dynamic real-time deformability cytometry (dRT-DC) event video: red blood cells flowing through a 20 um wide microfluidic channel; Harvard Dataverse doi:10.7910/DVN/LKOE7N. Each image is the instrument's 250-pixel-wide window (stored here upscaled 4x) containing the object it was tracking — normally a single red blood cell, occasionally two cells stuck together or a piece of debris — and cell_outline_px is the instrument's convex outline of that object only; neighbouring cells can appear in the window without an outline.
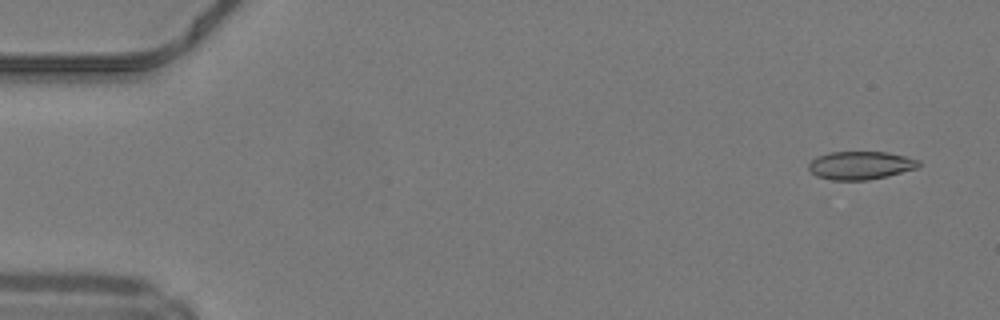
{"species": "common noctule bat (a hibernating species)", "species_latin": "Nyctalus noctula", "temperature_condition": "warm", "stored_images_in_passage": 49, "camera_frame_rate_fps": 3000, "um_per_image_px": 0.085, "animal": {"sex": "male", "body_mass_g": 19.2, "forearm_length_mm": 51.8}, "frame": {"image": 1, "passage_image": 3, "time_ms": 0.667, "image_size_px": [1000, 320], "cell_outline_px": [[920, 164], [916, 168], [888, 176], [868, 180], [832, 180], [816, 176], [808, 168], [808, 164], [816, 156], [828, 152], [888, 152], [920, 160]], "centroid_in_image_um": [73.12, 14.05], "position_along_channel_um": 11.9, "area_um2": 18.09}}
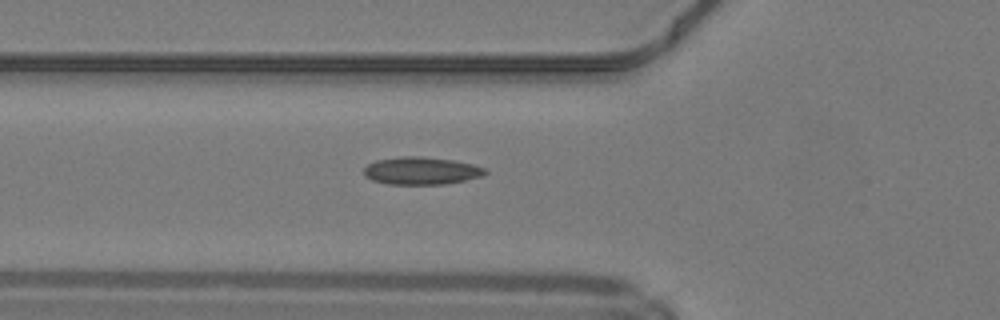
{"frame": {"image": 2, "passage_image": 18, "time_ms": 5.667, "image_size_px": [1000, 320], "cell_outline_px": [[488, 172], [484, 176], [444, 184], [388, 184], [372, 180], [364, 176], [364, 168], [368, 164], [376, 160], [404, 156], [420, 156], [452, 160], [472, 164], [484, 168]], "centroid_in_image_um": [35.8, 14.52], "position_along_channel_um": 90.0, "area_um2": 19.42}}
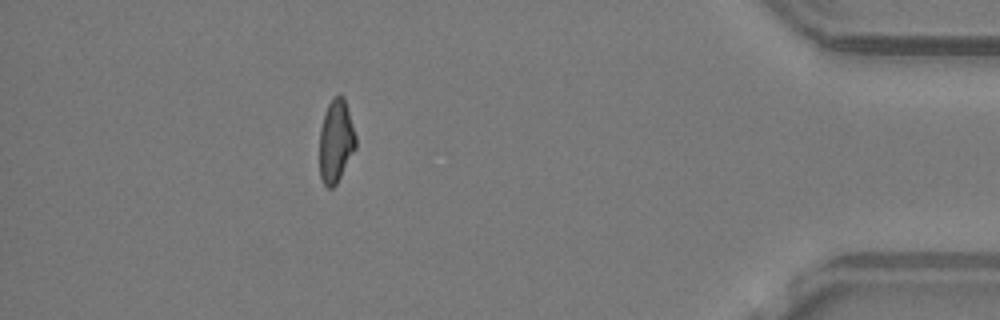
{"frame": {"image": 3, "passage_image": 44, "time_ms": 14.333, "image_size_px": [1000, 320], "cell_outline_px": [[356, 148], [336, 184], [332, 188], [328, 188], [324, 184], [320, 176], [320, 128], [328, 104], [332, 96], [340, 92], [344, 96], [356, 136]], "centroid_in_image_um": [28.56, 11.95], "position_along_channel_um": 406.6, "area_um2": 17.57}, "authors_computed_cell_mechanics": {"area_um2": 18.2648, "velocity_mm_per_s": 4.2412, "shape_relaxation_time_tau1_ms": null, "shape_relaxation_time_tau2_ms": 2.7525, "deformation_change_tau1": null, "deformation_change_tau2": 0.1107}}